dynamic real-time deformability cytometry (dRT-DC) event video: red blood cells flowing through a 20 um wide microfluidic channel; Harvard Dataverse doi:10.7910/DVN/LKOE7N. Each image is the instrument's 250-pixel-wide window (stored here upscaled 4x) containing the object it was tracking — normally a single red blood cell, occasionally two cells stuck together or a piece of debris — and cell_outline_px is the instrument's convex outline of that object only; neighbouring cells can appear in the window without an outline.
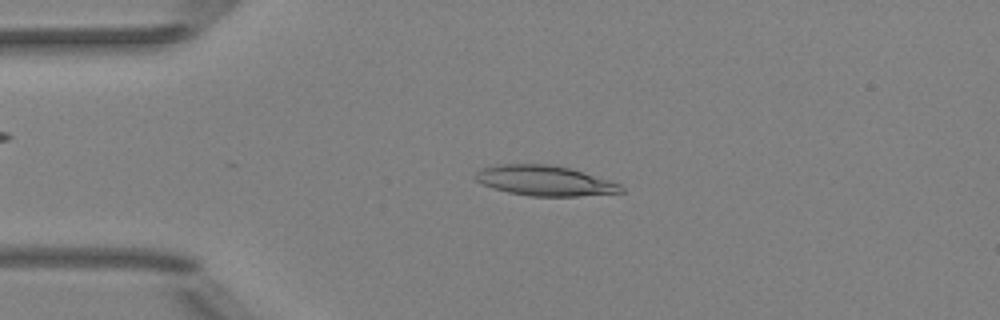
{"species": "Egyptian fruit bat (a non-hibernating species)", "species_latin": "Rousettus aegyptiacus", "temperature_condition": "room temperature", "stored_images_in_passage": 4, "camera_frame_rate_fps": 3000, "um_per_image_px": 0.085, "animal": {"sex": "female"}, "frame": {"image": 1, "passage_image": 3, "time_ms": 2.333, "image_size_px": [1000, 320], "cell_outline_px": [[624, 192], [580, 196], [532, 196], [508, 192], [492, 188], [476, 180], [476, 172], [480, 168], [496, 164], [552, 164], [584, 172], [620, 184], [624, 188]], "centroid_in_image_um": [46.3, 15.35], "position_along_channel_um": 38.7, "area_um2": 25.55}}